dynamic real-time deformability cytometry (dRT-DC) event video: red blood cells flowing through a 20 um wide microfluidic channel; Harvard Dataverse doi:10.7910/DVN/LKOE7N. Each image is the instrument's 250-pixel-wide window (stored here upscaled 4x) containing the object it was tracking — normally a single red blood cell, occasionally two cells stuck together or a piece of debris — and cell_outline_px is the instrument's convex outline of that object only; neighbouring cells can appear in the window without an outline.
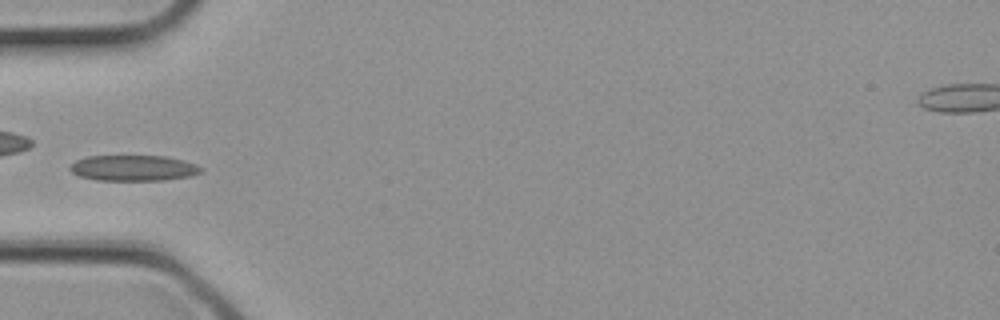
{"species": "common noctule bat (a hibernating species)", "species_latin": "Nyctalus noctula", "temperature_condition": "cold", "stored_images_in_passage": 10, "camera_frame_rate_fps": 3000, "um_per_image_px": 0.085, "animal": {"sex": "female", "body_mass_g": 21.9}, "frame": {"image": 1, "passage_image": 7, "time_ms": 2.0, "image_size_px": [1000, 320], "cell_outline_px": [[204, 172], [192, 176], [164, 180], [96, 180], [80, 176], [72, 172], [68, 168], [76, 160], [88, 156], [168, 156], [184, 160], [196, 164], [204, 168]], "centroid_in_image_um": [11.41, 14.28], "position_along_channel_um": 73.6, "area_um2": 19.83}}
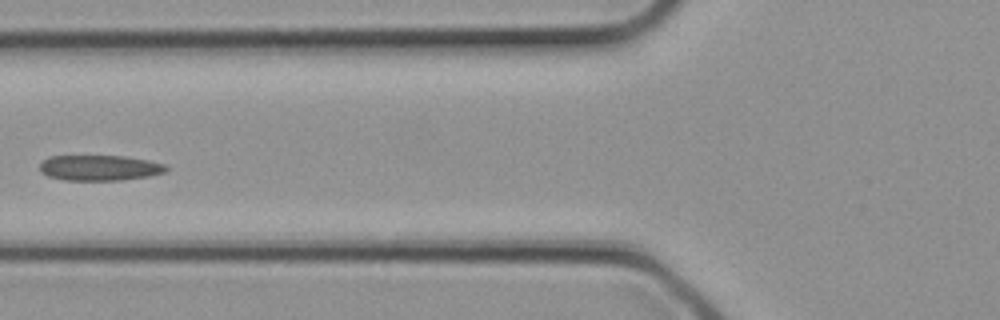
{"frame": {"image": 2, "passage_image": 9, "time_ms": 2.667, "image_size_px": [1000, 320], "cell_outline_px": [[168, 168], [164, 172], [148, 176], [120, 180], [64, 180], [48, 176], [40, 172], [40, 164], [48, 156], [124, 156], [148, 160], [164, 164]], "centroid_in_image_um": [8.44, 14.26], "position_along_channel_um": 117.4, "area_um2": 18.67}}